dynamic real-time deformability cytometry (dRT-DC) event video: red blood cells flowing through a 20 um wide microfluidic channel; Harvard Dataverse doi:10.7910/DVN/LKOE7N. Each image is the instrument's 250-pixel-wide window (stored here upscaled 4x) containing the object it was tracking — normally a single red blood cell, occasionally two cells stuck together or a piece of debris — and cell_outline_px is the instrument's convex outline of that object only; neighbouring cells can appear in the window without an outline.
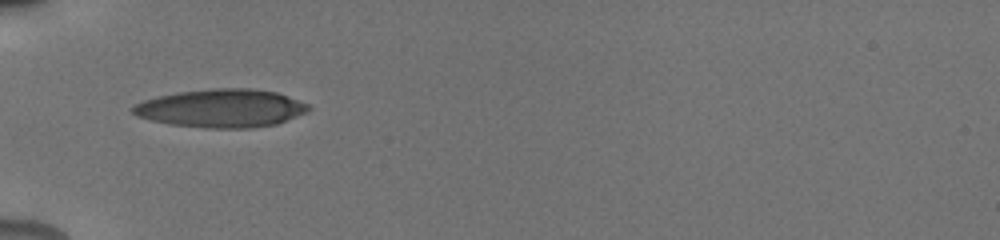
{"species": "human", "species_latin": "Homo sapiens", "temperature_condition": "cold", "stored_images_in_passage": 43, "camera_frame_rate_fps": 3000, "um_per_image_px": 0.085, "donor": {"sex": "male"}, "frame": {"image": 1, "passage_image": 1, "time_ms": 0.0, "image_size_px": [1000, 240], "cell_outline_px": [[312, 108], [308, 112], [276, 124], [252, 128], [204, 128], [172, 124], [152, 120], [136, 116], [132, 112], [132, 108], [136, 104], [144, 100], [176, 92], [212, 88], [252, 88], [276, 92], [288, 96], [308, 104]], "centroid_in_image_um": [18.85, 9.2], "position_along_channel_um": 66.2, "area_um2": 39.13}}
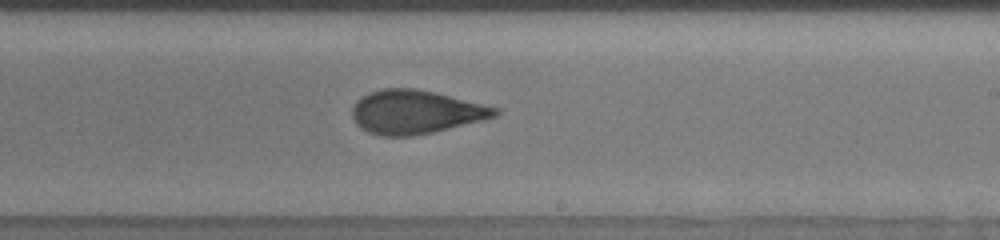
{"frame": {"image": 2, "passage_image": 18, "time_ms": 5.0, "image_size_px": [1000, 240], "cell_outline_px": [[500, 112], [496, 116], [484, 120], [432, 132], [412, 136], [380, 136], [368, 132], [360, 128], [356, 124], [352, 116], [352, 108], [356, 100], [368, 92], [384, 88], [416, 88], [436, 92], [500, 108]], "centroid_in_image_um": [35.32, 9.51], "position_along_channel_um": 253.7, "area_um2": 36.59}}
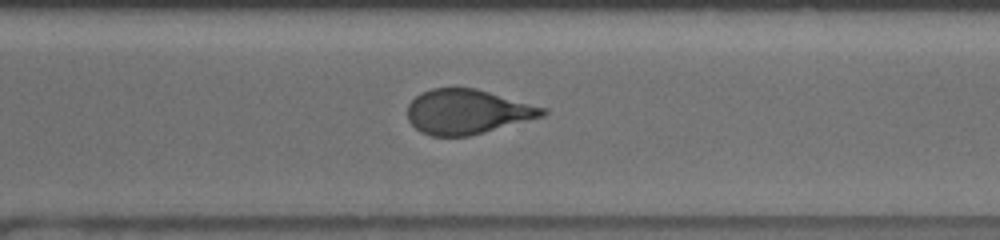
{"frame": {"image": 3, "passage_image": 26, "time_ms": 7.0, "image_size_px": [1000, 240], "cell_outline_px": [[548, 112], [544, 116], [468, 136], [432, 136], [420, 132], [408, 120], [408, 104], [416, 96], [432, 88], [476, 88], [548, 108]], "centroid_in_image_um": [39.74, 9.49], "position_along_channel_um": 330.9, "area_um2": 35.03}, "authors_computed_cell_mechanics": {"area_um2": 36.1828, "velocity_mm_per_s": 3.8737, "shape_relaxation_time_tau1_ms": 5.2966, "shape_relaxation_time_tau2_ms": 1.7146, "deformation_change_tau1": 0.1849, "deformation_change_tau2": 0.0934}}